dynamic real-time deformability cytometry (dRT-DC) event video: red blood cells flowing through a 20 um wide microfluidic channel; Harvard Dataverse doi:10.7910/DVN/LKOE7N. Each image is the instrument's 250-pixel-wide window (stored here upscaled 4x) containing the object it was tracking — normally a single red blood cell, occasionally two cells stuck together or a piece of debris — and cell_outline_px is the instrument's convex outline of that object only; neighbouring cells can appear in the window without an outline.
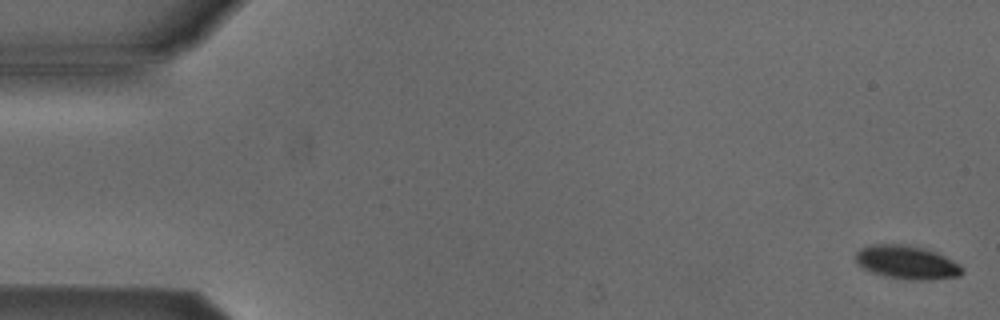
{"species": "Egyptian fruit bat (a non-hibernating species)", "species_latin": "Rousettus aegyptiacus", "temperature_condition": "cold", "stored_images_in_passage": 55, "camera_frame_rate_fps": 3000, "um_per_image_px": 0.085, "animal": {"sex": "male"}, "frame": {"image": 1, "passage_image": 2, "time_ms": 0.333, "image_size_px": [1000, 320], "cell_outline_px": [[964, 272], [960, 276], [932, 280], [912, 280], [884, 276], [872, 272], [856, 264], [856, 252], [860, 248], [872, 244], [904, 244], [924, 248], [936, 252], [960, 264], [964, 268]], "centroid_in_image_um": [77.1, 22.3], "position_along_channel_um": 7.9, "area_um2": 20.98}}
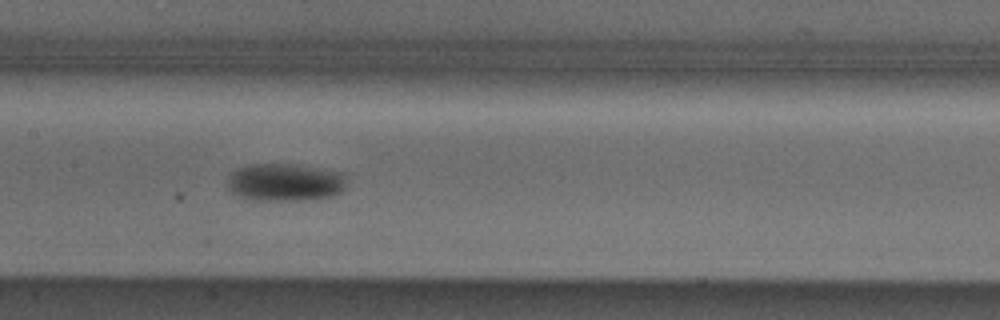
{"frame": {"image": 2, "passage_image": 27, "time_ms": 8.667, "image_size_px": [1000, 320], "cell_outline_px": [[348, 176], [344, 188], [340, 192], [332, 196], [300, 200], [252, 200], [240, 196], [232, 192], [228, 188], [228, 176], [232, 172], [248, 164], [292, 164], [344, 172]], "centroid_in_image_um": [24.25, 15.49], "position_along_channel_um": 183.1, "area_um2": 26.24}}
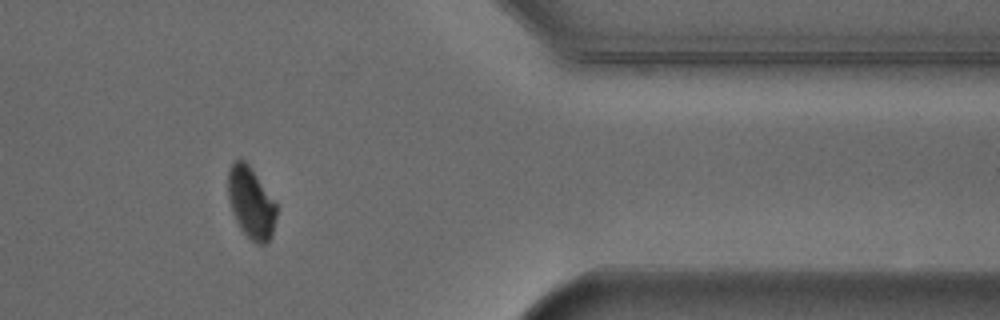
{"frame": {"image": 3, "passage_image": 45, "time_ms": 14.667, "image_size_px": [1000, 320], "cell_outline_px": [[276, 216], [272, 236], [268, 244], [260, 244], [252, 240], [240, 228], [236, 220], [228, 200], [228, 172], [232, 164], [236, 160], [244, 160], [248, 164], [276, 204]], "centroid_in_image_um": [21.33, 17.26], "position_along_channel_um": 390.1, "area_um2": 19.77}, "authors_computed_cell_mechanics": {"area_um2": 22.4264, "velocity_mm_per_s": 3.8334, "shape_relaxation_time_tau1_ms": 1.2603, "shape_relaxation_time_tau2_ms": null, "deformation_change_tau1": 0.0918, "deformation_change_tau2": null}}